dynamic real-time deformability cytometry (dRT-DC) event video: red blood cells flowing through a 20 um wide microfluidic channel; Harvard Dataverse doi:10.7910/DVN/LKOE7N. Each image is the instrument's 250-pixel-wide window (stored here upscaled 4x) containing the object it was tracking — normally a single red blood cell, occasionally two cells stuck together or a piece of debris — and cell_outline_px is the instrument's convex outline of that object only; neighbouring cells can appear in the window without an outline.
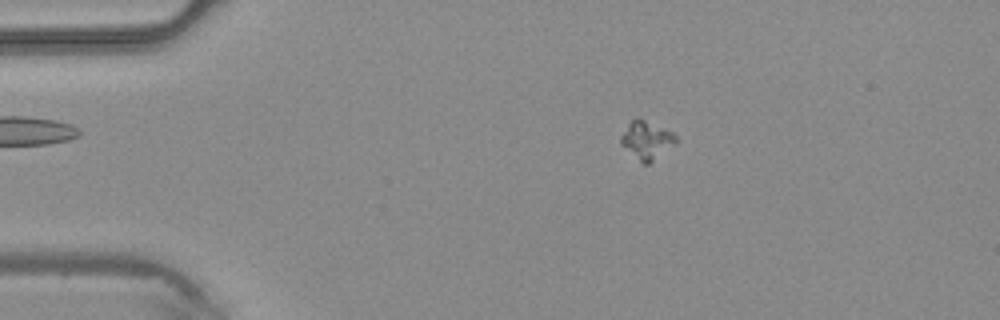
{"species": "common noctule bat (a hibernating species)", "species_latin": "Nyctalus noctula", "temperature_condition": "warm", "stored_images_in_passage": 3, "camera_frame_rate_fps": 3000, "um_per_image_px": 0.085, "animal": {"sex": "male", "body_mass_g": 20.4}, "frame": {"image": 1, "passage_image": 1, "time_ms": 0.0, "image_size_px": [1000, 320], "cell_outline_px": [[676, 140], [648, 164], [644, 164], [620, 144], [620, 136], [628, 124], [636, 116], [672, 132], [676, 136]], "centroid_in_image_um": [54.9, 11.87], "position_along_channel_um": 30.1, "area_um2": 11.62}}
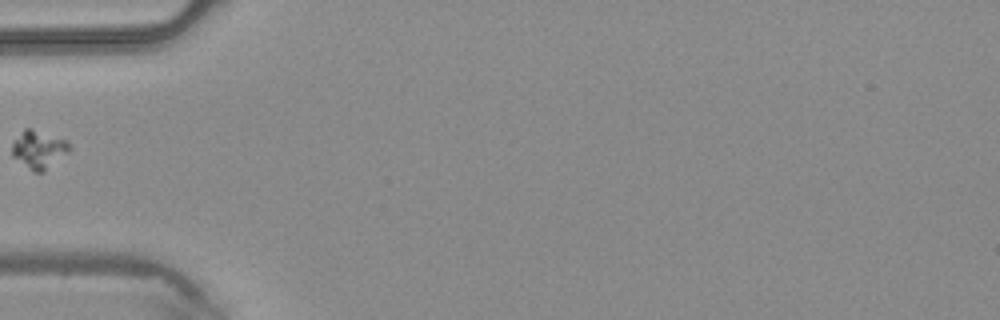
{"frame": {"image": 2, "passage_image": 3, "time_ms": 0.667, "image_size_px": [1000, 320], "cell_outline_px": [[72, 148], [68, 152], [44, 172], [32, 172], [12, 156], [12, 140], [24, 128], [32, 128], [64, 140]], "centroid_in_image_um": [3.24, 12.71], "position_along_channel_um": 81.8, "area_um2": 12.72}}